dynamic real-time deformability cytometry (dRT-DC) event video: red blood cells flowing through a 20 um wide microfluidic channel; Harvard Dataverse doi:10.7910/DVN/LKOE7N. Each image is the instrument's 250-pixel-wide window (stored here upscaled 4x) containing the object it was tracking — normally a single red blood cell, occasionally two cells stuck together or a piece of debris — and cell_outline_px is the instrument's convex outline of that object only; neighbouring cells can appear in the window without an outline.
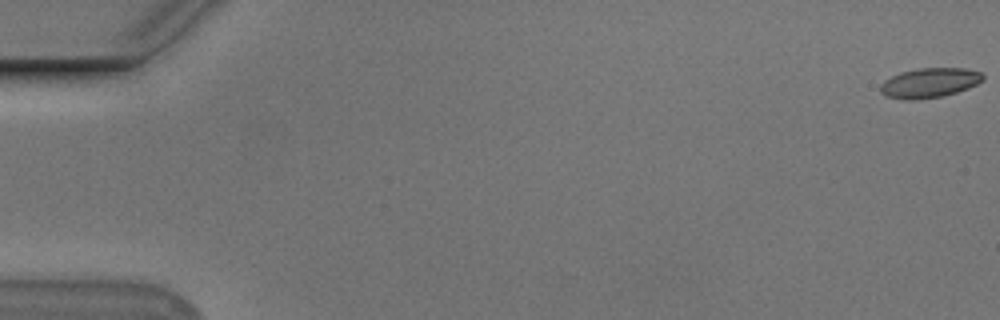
{"species": "Egyptian fruit bat (a non-hibernating species)", "species_latin": "Rousettus aegyptiacus", "temperature_condition": "cold", "stored_images_in_passage": 56, "camera_frame_rate_fps": 3000, "um_per_image_px": 0.085, "animal": {"sex": "male"}, "frame": {"image": 1, "passage_image": 1, "time_ms": 0.0, "image_size_px": [1000, 320], "cell_outline_px": [[984, 80], [968, 88], [956, 92], [940, 96], [916, 100], [908, 100], [884, 96], [880, 92], [880, 84], [884, 80], [900, 72], [920, 68], [964, 68], [980, 72], [984, 76]], "centroid_in_image_um": [78.98, 7.04], "position_along_channel_um": 6.0, "area_um2": 17.74}}
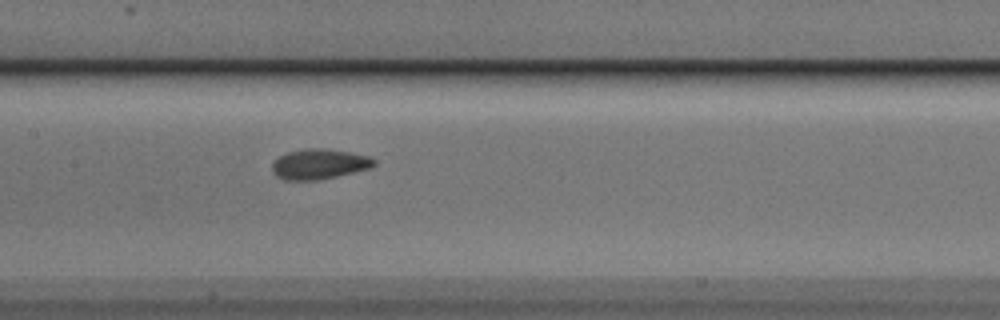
{"frame": {"image": 2, "passage_image": 28, "time_ms": 9.0, "image_size_px": [1000, 320], "cell_outline_px": [[376, 164], [368, 168], [320, 180], [284, 180], [276, 176], [272, 172], [272, 164], [280, 156], [288, 152], [308, 148], [324, 148], [348, 152], [368, 156], [376, 160]], "centroid_in_image_um": [27.1, 13.95], "position_along_channel_um": 180.3, "area_um2": 17.74}}
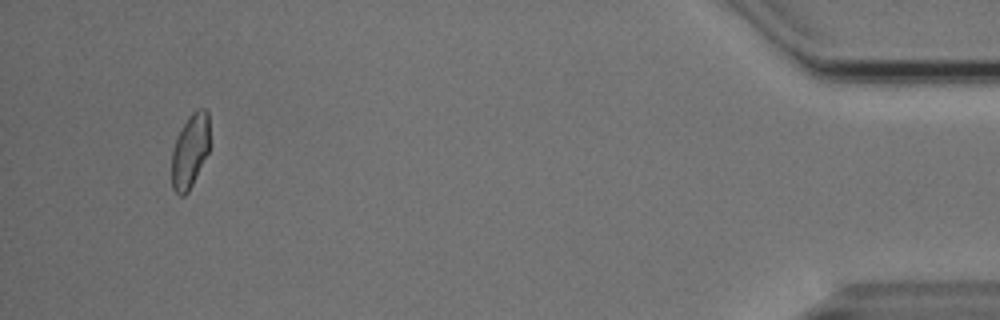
{"frame": {"image": 3, "passage_image": 53, "time_ms": 17.333, "image_size_px": [1000, 320], "cell_outline_px": [[208, 152], [188, 192], [184, 196], [180, 196], [172, 188], [172, 152], [176, 140], [188, 116], [196, 108], [204, 108], [208, 112]], "centroid_in_image_um": [16.14, 12.83], "position_along_channel_um": 419.1, "area_um2": 16.01}, "authors_computed_cell_mechanics": {"area_um2": 17.5423, "velocity_mm_per_s": 3.7504, "shape_relaxation_time_tau1_ms": 3.885, "shape_relaxation_time_tau2_ms": 1.1133, "deformation_change_tau1": 0.0895, "deformation_change_tau2": 0.0542}}